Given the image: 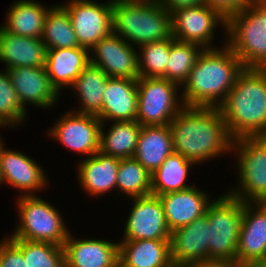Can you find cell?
I'll use <instances>...</instances> for the list:
<instances>
[{"label": "cell", "mask_w": 266, "mask_h": 267, "mask_svg": "<svg viewBox=\"0 0 266 267\" xmlns=\"http://www.w3.org/2000/svg\"><path fill=\"white\" fill-rule=\"evenodd\" d=\"M169 127L174 152L195 166L232 151L234 139L219 108L184 106Z\"/></svg>", "instance_id": "obj_1"}, {"label": "cell", "mask_w": 266, "mask_h": 267, "mask_svg": "<svg viewBox=\"0 0 266 267\" xmlns=\"http://www.w3.org/2000/svg\"><path fill=\"white\" fill-rule=\"evenodd\" d=\"M244 68L227 44L203 49L183 84L184 106L219 108Z\"/></svg>", "instance_id": "obj_2"}, {"label": "cell", "mask_w": 266, "mask_h": 267, "mask_svg": "<svg viewBox=\"0 0 266 267\" xmlns=\"http://www.w3.org/2000/svg\"><path fill=\"white\" fill-rule=\"evenodd\" d=\"M219 109L234 140L266 136V71L244 68Z\"/></svg>", "instance_id": "obj_3"}, {"label": "cell", "mask_w": 266, "mask_h": 267, "mask_svg": "<svg viewBox=\"0 0 266 267\" xmlns=\"http://www.w3.org/2000/svg\"><path fill=\"white\" fill-rule=\"evenodd\" d=\"M112 33L137 46L171 39V14L159 0H112Z\"/></svg>", "instance_id": "obj_4"}, {"label": "cell", "mask_w": 266, "mask_h": 267, "mask_svg": "<svg viewBox=\"0 0 266 267\" xmlns=\"http://www.w3.org/2000/svg\"><path fill=\"white\" fill-rule=\"evenodd\" d=\"M226 44L245 68L266 67V2L253 3L226 22Z\"/></svg>", "instance_id": "obj_5"}, {"label": "cell", "mask_w": 266, "mask_h": 267, "mask_svg": "<svg viewBox=\"0 0 266 267\" xmlns=\"http://www.w3.org/2000/svg\"><path fill=\"white\" fill-rule=\"evenodd\" d=\"M212 201L205 213L208 218L209 259L236 262L243 202L228 193Z\"/></svg>", "instance_id": "obj_6"}, {"label": "cell", "mask_w": 266, "mask_h": 267, "mask_svg": "<svg viewBox=\"0 0 266 267\" xmlns=\"http://www.w3.org/2000/svg\"><path fill=\"white\" fill-rule=\"evenodd\" d=\"M17 206L20 222L9 239L47 242L63 247L70 232L55 207L37 195H20Z\"/></svg>", "instance_id": "obj_7"}, {"label": "cell", "mask_w": 266, "mask_h": 267, "mask_svg": "<svg viewBox=\"0 0 266 267\" xmlns=\"http://www.w3.org/2000/svg\"><path fill=\"white\" fill-rule=\"evenodd\" d=\"M232 149L239 154L240 183L228 194L242 202H266V136L235 139Z\"/></svg>", "instance_id": "obj_8"}, {"label": "cell", "mask_w": 266, "mask_h": 267, "mask_svg": "<svg viewBox=\"0 0 266 267\" xmlns=\"http://www.w3.org/2000/svg\"><path fill=\"white\" fill-rule=\"evenodd\" d=\"M178 86L160 77H139L136 121L141 126L169 125L184 107L177 99Z\"/></svg>", "instance_id": "obj_9"}, {"label": "cell", "mask_w": 266, "mask_h": 267, "mask_svg": "<svg viewBox=\"0 0 266 267\" xmlns=\"http://www.w3.org/2000/svg\"><path fill=\"white\" fill-rule=\"evenodd\" d=\"M63 6L70 17L77 41L83 48H91L112 33V0L104 4L92 0H71Z\"/></svg>", "instance_id": "obj_10"}, {"label": "cell", "mask_w": 266, "mask_h": 267, "mask_svg": "<svg viewBox=\"0 0 266 267\" xmlns=\"http://www.w3.org/2000/svg\"><path fill=\"white\" fill-rule=\"evenodd\" d=\"M236 263L266 264V202H243Z\"/></svg>", "instance_id": "obj_11"}, {"label": "cell", "mask_w": 266, "mask_h": 267, "mask_svg": "<svg viewBox=\"0 0 266 267\" xmlns=\"http://www.w3.org/2000/svg\"><path fill=\"white\" fill-rule=\"evenodd\" d=\"M101 125L97 116L71 110L56 121L49 135L72 151L93 156L99 151Z\"/></svg>", "instance_id": "obj_12"}, {"label": "cell", "mask_w": 266, "mask_h": 267, "mask_svg": "<svg viewBox=\"0 0 266 267\" xmlns=\"http://www.w3.org/2000/svg\"><path fill=\"white\" fill-rule=\"evenodd\" d=\"M134 205L124 227V240H170L162 201L150 194L134 197Z\"/></svg>", "instance_id": "obj_13"}, {"label": "cell", "mask_w": 266, "mask_h": 267, "mask_svg": "<svg viewBox=\"0 0 266 267\" xmlns=\"http://www.w3.org/2000/svg\"><path fill=\"white\" fill-rule=\"evenodd\" d=\"M220 23L226 28V21L204 4L171 13L173 38L197 44L203 49L214 48L211 45V41L214 40V28Z\"/></svg>", "instance_id": "obj_14"}, {"label": "cell", "mask_w": 266, "mask_h": 267, "mask_svg": "<svg viewBox=\"0 0 266 267\" xmlns=\"http://www.w3.org/2000/svg\"><path fill=\"white\" fill-rule=\"evenodd\" d=\"M121 36L109 34L100 39L91 49L95 56H90V63L104 70L109 77L137 80L138 59L135 47Z\"/></svg>", "instance_id": "obj_15"}, {"label": "cell", "mask_w": 266, "mask_h": 267, "mask_svg": "<svg viewBox=\"0 0 266 267\" xmlns=\"http://www.w3.org/2000/svg\"><path fill=\"white\" fill-rule=\"evenodd\" d=\"M6 70L24 109L26 104L30 103L45 109L56 104L59 93L52 86L45 66L15 67Z\"/></svg>", "instance_id": "obj_16"}, {"label": "cell", "mask_w": 266, "mask_h": 267, "mask_svg": "<svg viewBox=\"0 0 266 267\" xmlns=\"http://www.w3.org/2000/svg\"><path fill=\"white\" fill-rule=\"evenodd\" d=\"M208 218L204 215L190 224L173 230L170 256L174 267L209 259Z\"/></svg>", "instance_id": "obj_17"}, {"label": "cell", "mask_w": 266, "mask_h": 267, "mask_svg": "<svg viewBox=\"0 0 266 267\" xmlns=\"http://www.w3.org/2000/svg\"><path fill=\"white\" fill-rule=\"evenodd\" d=\"M69 233L63 248L65 267H119V243L74 239Z\"/></svg>", "instance_id": "obj_18"}, {"label": "cell", "mask_w": 266, "mask_h": 267, "mask_svg": "<svg viewBox=\"0 0 266 267\" xmlns=\"http://www.w3.org/2000/svg\"><path fill=\"white\" fill-rule=\"evenodd\" d=\"M36 163L27 155L4 147L0 154L3 182L23 191L22 196L36 195L33 192L48 183L43 168Z\"/></svg>", "instance_id": "obj_19"}, {"label": "cell", "mask_w": 266, "mask_h": 267, "mask_svg": "<svg viewBox=\"0 0 266 267\" xmlns=\"http://www.w3.org/2000/svg\"><path fill=\"white\" fill-rule=\"evenodd\" d=\"M137 80L109 77L103 92V105L97 117L101 122L134 121L137 116Z\"/></svg>", "instance_id": "obj_20"}, {"label": "cell", "mask_w": 266, "mask_h": 267, "mask_svg": "<svg viewBox=\"0 0 266 267\" xmlns=\"http://www.w3.org/2000/svg\"><path fill=\"white\" fill-rule=\"evenodd\" d=\"M207 195L193 186L186 190L159 195L169 230L172 232L203 217L211 203Z\"/></svg>", "instance_id": "obj_21"}, {"label": "cell", "mask_w": 266, "mask_h": 267, "mask_svg": "<svg viewBox=\"0 0 266 267\" xmlns=\"http://www.w3.org/2000/svg\"><path fill=\"white\" fill-rule=\"evenodd\" d=\"M47 48L42 38L16 35L0 27V61L5 69L45 66Z\"/></svg>", "instance_id": "obj_22"}, {"label": "cell", "mask_w": 266, "mask_h": 267, "mask_svg": "<svg viewBox=\"0 0 266 267\" xmlns=\"http://www.w3.org/2000/svg\"><path fill=\"white\" fill-rule=\"evenodd\" d=\"M89 63L90 52L81 46L47 49L45 68L52 86L60 94L62 88H70Z\"/></svg>", "instance_id": "obj_23"}, {"label": "cell", "mask_w": 266, "mask_h": 267, "mask_svg": "<svg viewBox=\"0 0 266 267\" xmlns=\"http://www.w3.org/2000/svg\"><path fill=\"white\" fill-rule=\"evenodd\" d=\"M119 267H174L170 240H121Z\"/></svg>", "instance_id": "obj_24"}, {"label": "cell", "mask_w": 266, "mask_h": 267, "mask_svg": "<svg viewBox=\"0 0 266 267\" xmlns=\"http://www.w3.org/2000/svg\"><path fill=\"white\" fill-rule=\"evenodd\" d=\"M120 159L105 155L100 151L82 160L78 165L81 187L90 195H103L117 189V171Z\"/></svg>", "instance_id": "obj_25"}, {"label": "cell", "mask_w": 266, "mask_h": 267, "mask_svg": "<svg viewBox=\"0 0 266 267\" xmlns=\"http://www.w3.org/2000/svg\"><path fill=\"white\" fill-rule=\"evenodd\" d=\"M173 152L169 125L142 126L133 158L151 175Z\"/></svg>", "instance_id": "obj_26"}, {"label": "cell", "mask_w": 266, "mask_h": 267, "mask_svg": "<svg viewBox=\"0 0 266 267\" xmlns=\"http://www.w3.org/2000/svg\"><path fill=\"white\" fill-rule=\"evenodd\" d=\"M12 4L7 21L1 28L16 35L42 38L44 20L49 9L33 0H18Z\"/></svg>", "instance_id": "obj_27"}, {"label": "cell", "mask_w": 266, "mask_h": 267, "mask_svg": "<svg viewBox=\"0 0 266 267\" xmlns=\"http://www.w3.org/2000/svg\"><path fill=\"white\" fill-rule=\"evenodd\" d=\"M108 79L104 70L89 63L71 85V88H76V95L80 97L79 103L81 102V108L74 111L97 116L103 105V92Z\"/></svg>", "instance_id": "obj_28"}, {"label": "cell", "mask_w": 266, "mask_h": 267, "mask_svg": "<svg viewBox=\"0 0 266 267\" xmlns=\"http://www.w3.org/2000/svg\"><path fill=\"white\" fill-rule=\"evenodd\" d=\"M103 127L102 123L99 151L119 159L132 158L142 126L134 120L112 122V126L107 133H104Z\"/></svg>", "instance_id": "obj_29"}, {"label": "cell", "mask_w": 266, "mask_h": 267, "mask_svg": "<svg viewBox=\"0 0 266 267\" xmlns=\"http://www.w3.org/2000/svg\"><path fill=\"white\" fill-rule=\"evenodd\" d=\"M193 162L173 152L151 175V194L159 196L169 192L186 190L192 186L185 183Z\"/></svg>", "instance_id": "obj_30"}, {"label": "cell", "mask_w": 266, "mask_h": 267, "mask_svg": "<svg viewBox=\"0 0 266 267\" xmlns=\"http://www.w3.org/2000/svg\"><path fill=\"white\" fill-rule=\"evenodd\" d=\"M42 41L47 49L80 46L66 8L56 5L49 8L44 20Z\"/></svg>", "instance_id": "obj_31"}, {"label": "cell", "mask_w": 266, "mask_h": 267, "mask_svg": "<svg viewBox=\"0 0 266 267\" xmlns=\"http://www.w3.org/2000/svg\"><path fill=\"white\" fill-rule=\"evenodd\" d=\"M202 51L203 48L197 44L171 38L170 53L166 64V79L183 86Z\"/></svg>", "instance_id": "obj_32"}, {"label": "cell", "mask_w": 266, "mask_h": 267, "mask_svg": "<svg viewBox=\"0 0 266 267\" xmlns=\"http://www.w3.org/2000/svg\"><path fill=\"white\" fill-rule=\"evenodd\" d=\"M151 174L135 159H120L117 171V190L129 197L151 194Z\"/></svg>", "instance_id": "obj_33"}, {"label": "cell", "mask_w": 266, "mask_h": 267, "mask_svg": "<svg viewBox=\"0 0 266 267\" xmlns=\"http://www.w3.org/2000/svg\"><path fill=\"white\" fill-rule=\"evenodd\" d=\"M10 240L22 251L26 267H65L62 246L24 239Z\"/></svg>", "instance_id": "obj_34"}, {"label": "cell", "mask_w": 266, "mask_h": 267, "mask_svg": "<svg viewBox=\"0 0 266 267\" xmlns=\"http://www.w3.org/2000/svg\"><path fill=\"white\" fill-rule=\"evenodd\" d=\"M139 47L141 49V54H137L139 76L166 79V64L170 53V39L150 42Z\"/></svg>", "instance_id": "obj_35"}, {"label": "cell", "mask_w": 266, "mask_h": 267, "mask_svg": "<svg viewBox=\"0 0 266 267\" xmlns=\"http://www.w3.org/2000/svg\"><path fill=\"white\" fill-rule=\"evenodd\" d=\"M26 115V109L20 104L10 76L5 69V72H0V124L19 125Z\"/></svg>", "instance_id": "obj_36"}, {"label": "cell", "mask_w": 266, "mask_h": 267, "mask_svg": "<svg viewBox=\"0 0 266 267\" xmlns=\"http://www.w3.org/2000/svg\"><path fill=\"white\" fill-rule=\"evenodd\" d=\"M253 3H255L253 0H204V5L215 11L226 22Z\"/></svg>", "instance_id": "obj_37"}, {"label": "cell", "mask_w": 266, "mask_h": 267, "mask_svg": "<svg viewBox=\"0 0 266 267\" xmlns=\"http://www.w3.org/2000/svg\"><path fill=\"white\" fill-rule=\"evenodd\" d=\"M0 267H26L22 251L9 238L0 243Z\"/></svg>", "instance_id": "obj_38"}, {"label": "cell", "mask_w": 266, "mask_h": 267, "mask_svg": "<svg viewBox=\"0 0 266 267\" xmlns=\"http://www.w3.org/2000/svg\"><path fill=\"white\" fill-rule=\"evenodd\" d=\"M159 1L169 14L179 9L196 7L204 4V0H159Z\"/></svg>", "instance_id": "obj_39"}, {"label": "cell", "mask_w": 266, "mask_h": 267, "mask_svg": "<svg viewBox=\"0 0 266 267\" xmlns=\"http://www.w3.org/2000/svg\"><path fill=\"white\" fill-rule=\"evenodd\" d=\"M181 267H239L236 262H231L225 259H207L193 263H188Z\"/></svg>", "instance_id": "obj_40"}, {"label": "cell", "mask_w": 266, "mask_h": 267, "mask_svg": "<svg viewBox=\"0 0 266 267\" xmlns=\"http://www.w3.org/2000/svg\"><path fill=\"white\" fill-rule=\"evenodd\" d=\"M242 267H266V264H251Z\"/></svg>", "instance_id": "obj_41"}, {"label": "cell", "mask_w": 266, "mask_h": 267, "mask_svg": "<svg viewBox=\"0 0 266 267\" xmlns=\"http://www.w3.org/2000/svg\"><path fill=\"white\" fill-rule=\"evenodd\" d=\"M3 126H4L3 124H0V128ZM3 148H4L3 140H2V138H0V154H1V151Z\"/></svg>", "instance_id": "obj_42"}, {"label": "cell", "mask_w": 266, "mask_h": 267, "mask_svg": "<svg viewBox=\"0 0 266 267\" xmlns=\"http://www.w3.org/2000/svg\"><path fill=\"white\" fill-rule=\"evenodd\" d=\"M1 184H3V177H2L1 170H0V186H1Z\"/></svg>", "instance_id": "obj_43"}, {"label": "cell", "mask_w": 266, "mask_h": 267, "mask_svg": "<svg viewBox=\"0 0 266 267\" xmlns=\"http://www.w3.org/2000/svg\"><path fill=\"white\" fill-rule=\"evenodd\" d=\"M255 3H262V2H266V0H253Z\"/></svg>", "instance_id": "obj_44"}]
</instances>
